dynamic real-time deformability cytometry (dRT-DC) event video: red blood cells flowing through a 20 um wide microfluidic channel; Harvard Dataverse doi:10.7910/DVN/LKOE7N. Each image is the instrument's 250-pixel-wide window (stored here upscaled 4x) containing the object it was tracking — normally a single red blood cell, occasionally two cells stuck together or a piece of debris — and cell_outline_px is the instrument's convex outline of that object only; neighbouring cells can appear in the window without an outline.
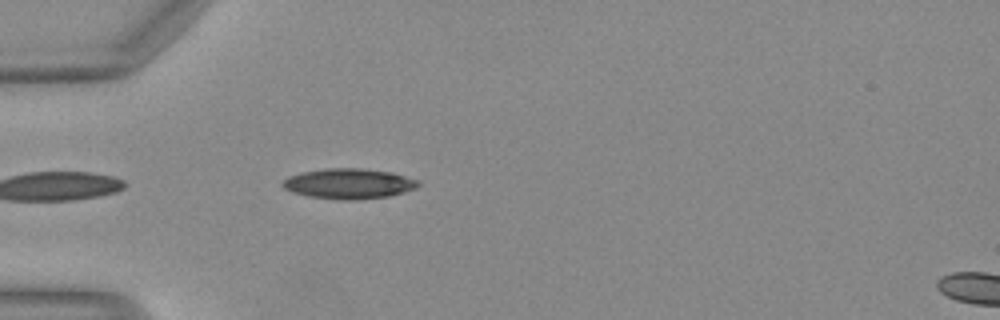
{"species": "Egyptian fruit bat (a non-hibernating species)", "species_latin": "Rousettus aegyptiacus", "temperature_condition": "warm", "stored_images_in_passage": 23, "camera_frame_rate_fps": 3000, "um_per_image_px": 0.085, "animal": {"sex": "female"}, "frame": {"image": 1, "passage_image": 1, "time_ms": 0.0, "image_size_px": [1000, 320], "cell_outline_px": [[420, 184], [416, 188], [388, 196], [356, 200], [340, 200], [308, 196], [292, 192], [284, 188], [280, 184], [288, 176], [304, 172], [324, 168], [360, 168], [392, 172], [420, 180]], "centroid_in_image_um": [29.65, 15.61], "position_along_channel_um": 55.3, "area_um2": 23.99}}
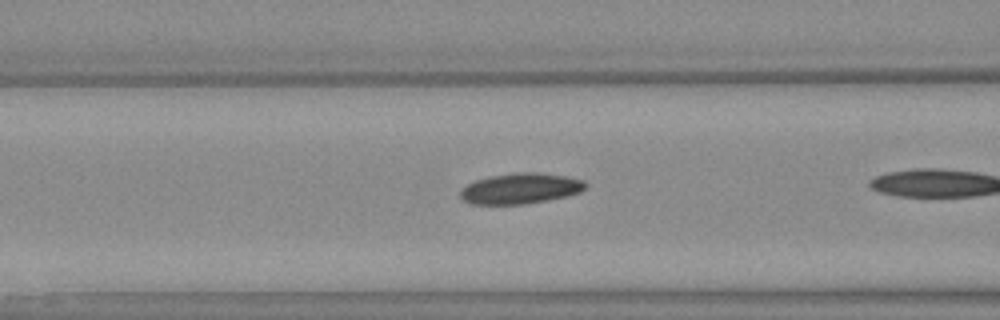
{"frame": {"image": 2, "passage_image": 4, "time_ms": 1.0, "image_size_px": [1000, 320], "cell_outline_px": [[588, 184], [580, 192], [548, 200], [524, 204], [472, 204], [464, 200], [460, 196], [460, 188], [476, 180], [488, 176], [520, 172], [536, 172], [568, 176], [584, 180]], "centroid_in_image_um": [44.24, 16.01], "position_along_channel_um": 122.4, "area_um2": 22.37}}